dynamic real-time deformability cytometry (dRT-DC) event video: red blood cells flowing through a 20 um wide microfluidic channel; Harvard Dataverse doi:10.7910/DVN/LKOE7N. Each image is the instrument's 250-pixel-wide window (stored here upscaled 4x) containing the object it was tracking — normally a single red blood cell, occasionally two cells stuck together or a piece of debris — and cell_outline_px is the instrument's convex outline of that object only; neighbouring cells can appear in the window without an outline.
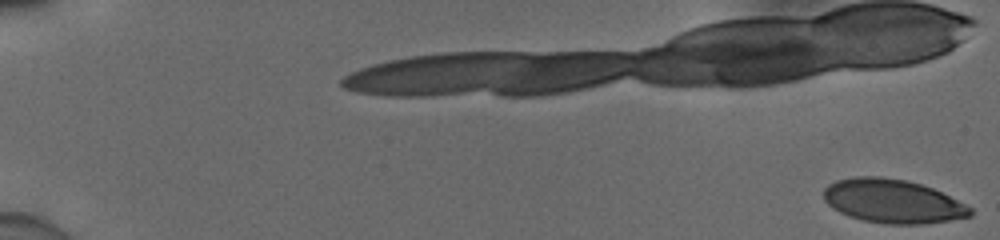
{"species": "human", "species_latin": "Homo sapiens", "temperature_condition": "cold", "stored_images_in_passage": 23, "camera_frame_rate_fps": 3000, "um_per_image_px": 0.085, "donor": {"sex": "male"}, "frame": {"image": 1, "passage_image": 1, "time_ms": 0.0, "image_size_px": [1000, 240], "cell_outline_px": [[972, 216], [924, 224], [888, 224], [864, 220], [848, 216], [832, 208], [824, 200], [824, 188], [828, 184], [836, 180], [856, 176], [880, 176], [904, 180], [920, 184], [932, 188], [972, 208]], "centroid_in_image_um": [75.84, 17.1], "position_along_channel_um": 9.2, "area_um2": 37.17}}